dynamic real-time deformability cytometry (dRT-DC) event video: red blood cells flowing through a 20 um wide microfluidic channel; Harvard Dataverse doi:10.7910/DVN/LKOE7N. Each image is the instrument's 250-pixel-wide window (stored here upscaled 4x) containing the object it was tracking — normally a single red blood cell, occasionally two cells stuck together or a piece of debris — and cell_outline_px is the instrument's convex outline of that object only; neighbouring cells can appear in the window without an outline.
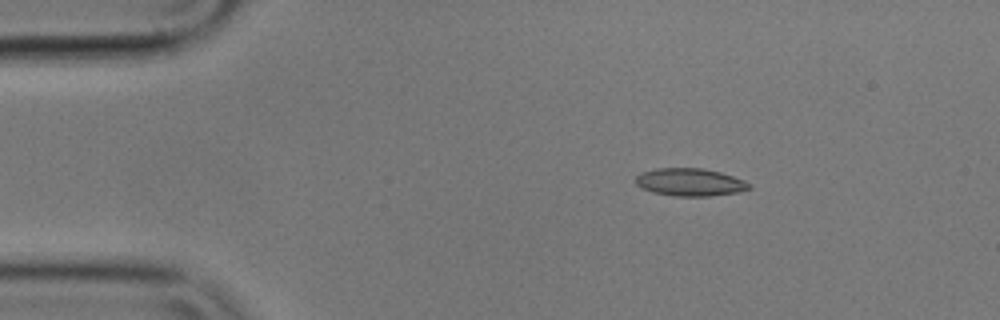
{"species": "common noctule bat (a hibernating species)", "species_latin": "Nyctalus noctula", "temperature_condition": "cold", "stored_images_in_passage": 48, "camera_frame_rate_fps": 3000, "um_per_image_px": 0.085, "animal": {"sex": "male", "body_mass_g": 17.9}, "frame": {"image": 1, "passage_image": 1, "time_ms": 0.0, "image_size_px": [1000, 320], "cell_outline_px": [[752, 188], [740, 192], [708, 196], [676, 196], [652, 192], [636, 184], [636, 176], [640, 172], [656, 168], [704, 168], [720, 172], [744, 180]], "centroid_in_image_um": [58.65, 15.48], "position_along_channel_um": 26.4, "area_um2": 18.26}}
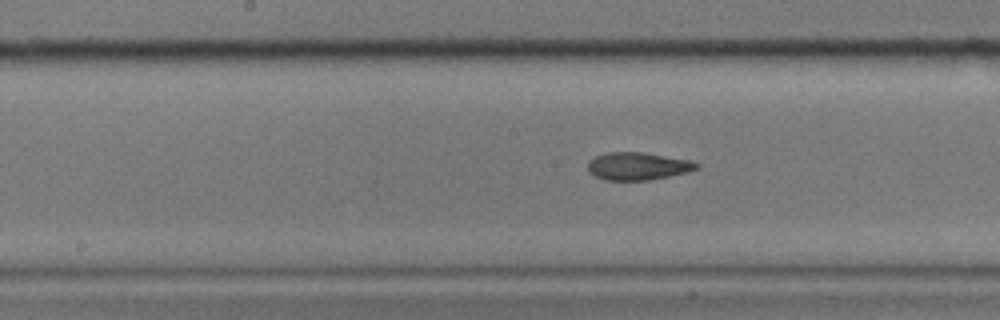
{"frame": {"image": 2, "passage_image": 20, "time_ms": 6.333, "image_size_px": [1000, 320], "cell_outline_px": [[700, 168], [688, 172], [648, 180], [604, 180], [588, 172], [588, 160], [596, 156], [608, 152], [640, 152], [688, 160], [700, 164]], "centroid_in_image_um": [54.19, 14.13], "position_along_channel_um": 194.0, "area_um2": 17.4}}
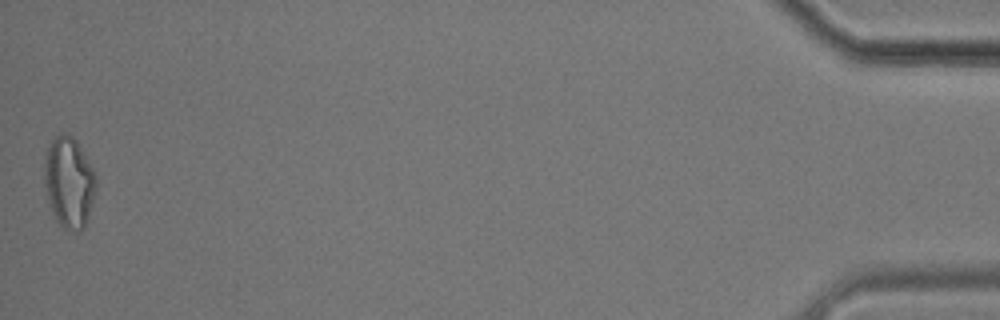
{"frame": {"image": 3, "passage_image": 48, "time_ms": 15.667, "image_size_px": [1000, 320], "cell_outline_px": [[96, 192], [84, 228], [80, 232], [72, 232], [64, 228], [56, 220], [52, 212], [48, 200], [44, 184], [44, 156], [52, 140], [56, 136], [64, 132], [68, 132], [76, 140], [92, 168], [96, 176]], "centroid_in_image_um": [5.86, 15.51], "position_along_channel_um": 429.3, "area_um2": 27.51}, "authors_computed_cell_mechanics": {"area_um2": 18.207, "velocity_mm_per_s": 3.5317, "shape_relaxation_time_tau1_ms": 7.1312, "shape_relaxation_time_tau2_ms": 2.4218, "deformation_change_tau1": 0.1938, "deformation_change_tau2": 0.0985}}